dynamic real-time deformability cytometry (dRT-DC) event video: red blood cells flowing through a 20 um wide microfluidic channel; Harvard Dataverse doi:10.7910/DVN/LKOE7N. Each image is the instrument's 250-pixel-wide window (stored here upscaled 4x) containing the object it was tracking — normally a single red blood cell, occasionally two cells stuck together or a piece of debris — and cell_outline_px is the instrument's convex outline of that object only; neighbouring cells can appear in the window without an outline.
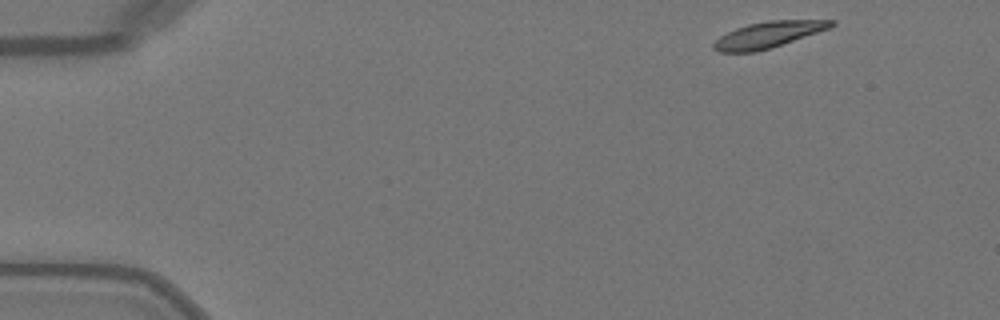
{"species": "Egyptian fruit bat (a non-hibernating species)", "species_latin": "Rousettus aegyptiacus", "temperature_condition": "warm", "stored_images_in_passage": 6, "camera_frame_rate_fps": 3000, "um_per_image_px": 0.085, "animal": {"sex": "female"}, "frame": {"image": 1, "passage_image": 1, "time_ms": 0.0, "image_size_px": [1000, 320], "cell_outline_px": [[836, 24], [828, 28], [756, 52], [720, 52], [712, 48], [712, 44], [720, 36], [736, 28], [748, 24], [768, 20], [836, 20]], "centroid_in_image_um": [65.24, 2.94], "position_along_channel_um": 19.8, "area_um2": 17.46}}